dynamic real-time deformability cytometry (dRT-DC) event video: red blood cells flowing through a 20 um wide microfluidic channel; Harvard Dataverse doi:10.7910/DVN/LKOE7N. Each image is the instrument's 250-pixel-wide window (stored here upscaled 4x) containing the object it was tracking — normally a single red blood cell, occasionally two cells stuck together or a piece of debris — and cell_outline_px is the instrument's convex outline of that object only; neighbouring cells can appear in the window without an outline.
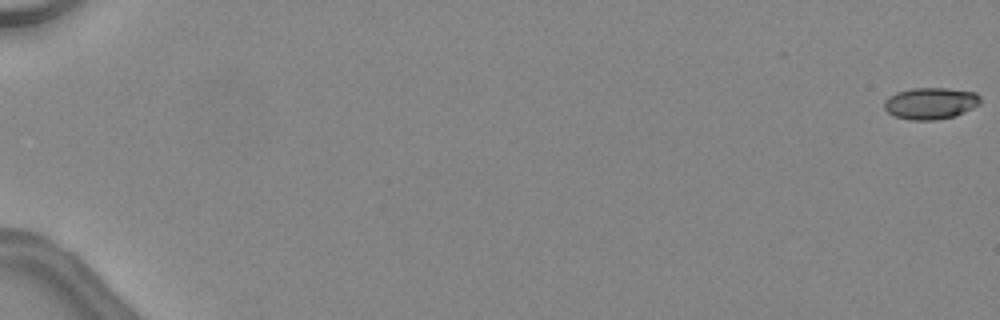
{"species": "common noctule bat (a hibernating species)", "species_latin": "Nyctalus noctula", "temperature_condition": "warm", "stored_images_in_passage": 13, "camera_frame_rate_fps": 3000, "um_per_image_px": 0.085, "animal": {"sex": "female", "body_mass_g": 24.6, "forearm_length_mm": 56.2}, "frame": {"image": 1, "passage_image": 1, "time_ms": 0.0, "image_size_px": [1000, 320], "cell_outline_px": [[980, 104], [956, 116], [936, 120], [912, 120], [896, 116], [888, 112], [884, 108], [884, 100], [888, 96], [896, 92], [912, 88], [944, 88], [976, 92], [980, 96]], "centroid_in_image_um": [79.1, 8.78], "position_along_channel_um": 5.9, "area_um2": 17.8}}